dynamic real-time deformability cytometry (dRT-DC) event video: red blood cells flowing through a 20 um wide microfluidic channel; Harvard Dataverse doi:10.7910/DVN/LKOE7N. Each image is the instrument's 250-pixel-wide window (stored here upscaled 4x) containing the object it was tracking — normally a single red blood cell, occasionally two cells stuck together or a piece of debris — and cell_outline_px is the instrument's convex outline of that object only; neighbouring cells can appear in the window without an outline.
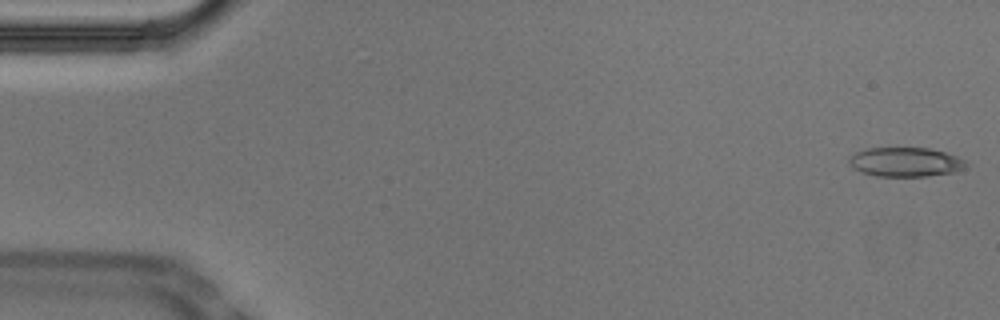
{"species": "Egyptian fruit bat (a non-hibernating species)", "species_latin": "Rousettus aegyptiacus", "temperature_condition": "cold", "stored_images_in_passage": 53, "camera_frame_rate_fps": 3000, "um_per_image_px": 0.085, "animal": {"sex": "male"}, "frame": {"image": 1, "passage_image": 1, "time_ms": 0.0, "image_size_px": [1000, 320], "cell_outline_px": [[968, 164], [964, 168], [952, 172], [928, 176], [876, 176], [864, 172], [848, 164], [848, 160], [856, 152], [868, 148], [928, 148], [944, 152], [956, 156], [964, 160]], "centroid_in_image_um": [76.97, 13.77], "position_along_channel_um": 8.0, "area_um2": 19.65}}
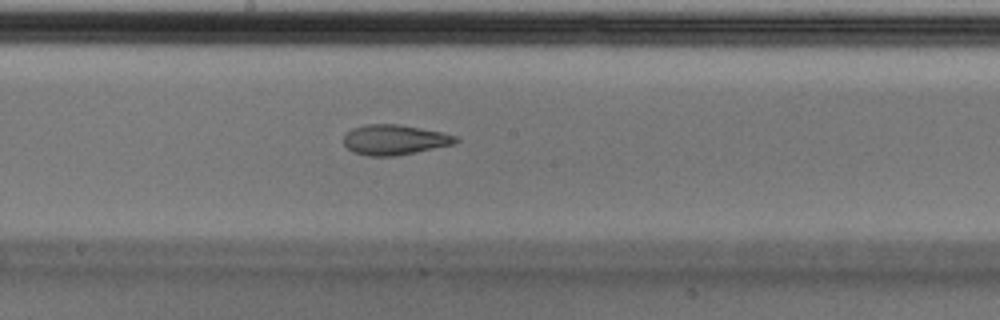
{"frame": {"image": 2, "passage_image": 28, "time_ms": 9.0, "image_size_px": [1000, 320], "cell_outline_px": [[460, 140], [456, 144], [396, 156], [368, 156], [352, 152], [344, 144], [344, 136], [352, 128], [368, 124], [400, 124], [440, 132], [456, 136]], "centroid_in_image_um": [33.55, 11.89], "position_along_channel_um": 214.7, "area_um2": 19.71}}
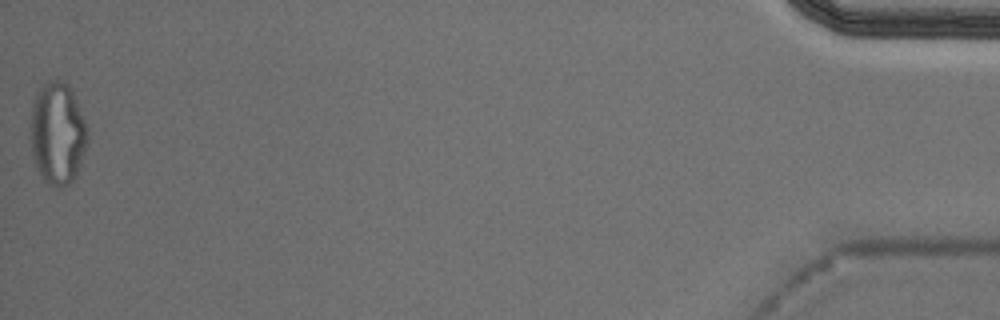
{"frame": {"image": 3, "passage_image": 53, "time_ms": 17.333, "image_size_px": [1000, 320], "cell_outline_px": [[88, 144], [76, 176], [68, 184], [60, 188], [52, 188], [44, 180], [36, 164], [32, 152], [32, 104], [40, 88], [48, 80], [60, 80], [68, 84], [72, 88], [84, 120], [88, 132]], "centroid_in_image_um": [4.93, 11.35], "position_along_channel_um": 430.3, "area_um2": 33.81}, "authors_computed_cell_mechanics": {"area_um2": 20.519, "velocity_mm_per_s": 3.7376, "shape_relaxation_time_tau1_ms": null, "shape_relaxation_time_tau2_ms": 3.0066, "deformation_change_tau1": null, "deformation_change_tau2": 0.1142}}